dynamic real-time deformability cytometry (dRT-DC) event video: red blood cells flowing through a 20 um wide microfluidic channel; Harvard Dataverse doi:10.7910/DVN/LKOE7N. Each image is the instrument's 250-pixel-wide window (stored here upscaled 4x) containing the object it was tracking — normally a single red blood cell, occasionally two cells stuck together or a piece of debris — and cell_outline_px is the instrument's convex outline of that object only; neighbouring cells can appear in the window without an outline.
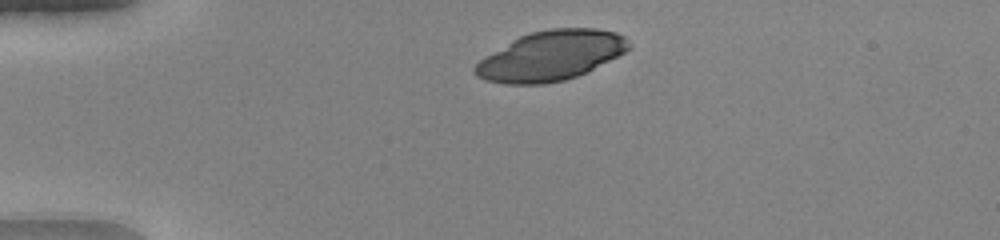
{"species": "human", "species_latin": "Homo sapiens", "temperature_condition": "warm", "stored_images_in_passage": 37, "camera_frame_rate_fps": 3000, "um_per_image_px": 0.085, "donor": {"sex": "female"}, "frame": {"image": 1, "passage_image": 4, "time_ms": 1.0, "image_size_px": [1000, 240], "cell_outline_px": [[632, 48], [588, 72], [564, 80], [544, 84], [504, 84], [484, 80], [476, 76], [472, 72], [472, 68], [484, 56], [512, 40], [520, 36], [532, 32], [552, 28], [596, 28], [616, 32], [624, 36], [632, 44]], "centroid_in_image_um": [46.82, 4.74], "position_along_channel_um": 38.2, "area_um2": 44.8}}
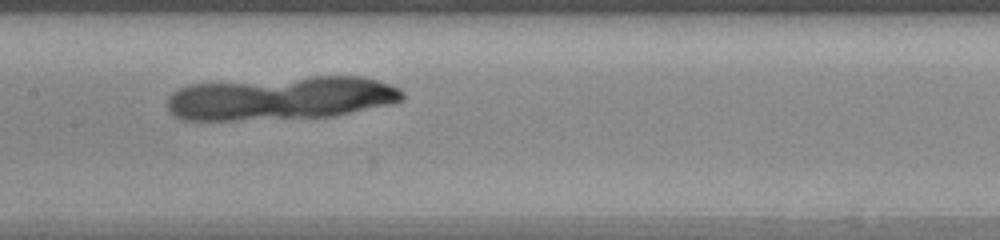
{"frame": {"image": 2, "passage_image": 18, "time_ms": 5.667, "image_size_px": [1000, 240], "cell_outline_px": [[404, 100], [392, 104], [336, 116], [236, 120], [180, 120], [168, 108], [168, 96], [176, 88], [192, 84], [312, 76], [364, 76], [400, 88], [404, 92]], "centroid_in_image_um": [23.92, 8.34], "position_along_channel_um": 183.5, "area_um2": 59.94}}
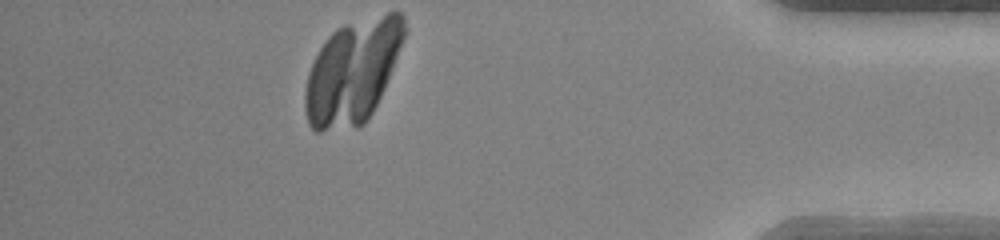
{"frame": {"image": 3, "passage_image": 37, "time_ms": 12.0, "image_size_px": [1000, 240], "cell_outline_px": [[408, 28], [384, 88], [372, 112], [364, 124], [360, 128], [320, 132], [316, 132], [308, 124], [304, 108], [304, 92], [308, 72], [320, 48], [328, 36], [336, 28], [344, 24], [388, 12], [400, 12], [404, 16]], "centroid_in_image_um": [29.95, 6.11], "position_along_channel_um": 405.2, "area_um2": 60.17}}